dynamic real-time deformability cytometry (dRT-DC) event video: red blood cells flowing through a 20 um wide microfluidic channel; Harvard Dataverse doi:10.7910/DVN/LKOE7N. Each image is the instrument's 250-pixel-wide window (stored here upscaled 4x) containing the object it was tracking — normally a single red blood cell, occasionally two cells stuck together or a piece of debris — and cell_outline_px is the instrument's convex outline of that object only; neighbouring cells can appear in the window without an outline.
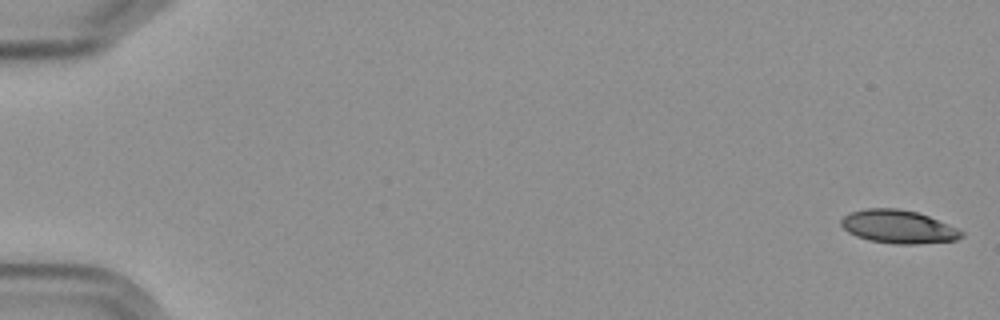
{"species": "Egyptian fruit bat (a non-hibernating species)", "species_latin": "Rousettus aegyptiacus", "temperature_condition": "cold", "stored_images_in_passage": 6, "camera_frame_rate_fps": 3000, "um_per_image_px": 0.085, "frame": {"image": 1, "passage_image": 1, "time_ms": 0.0, "image_size_px": [1000, 320], "cell_outline_px": [[964, 236], [956, 240], [916, 244], [892, 244], [868, 240], [856, 236], [848, 232], [840, 224], [840, 220], [848, 212], [864, 208], [896, 208], [916, 212], [928, 216], [948, 224], [964, 232]], "centroid_in_image_um": [76.32, 19.27], "position_along_channel_um": 8.7, "area_um2": 23.41}}
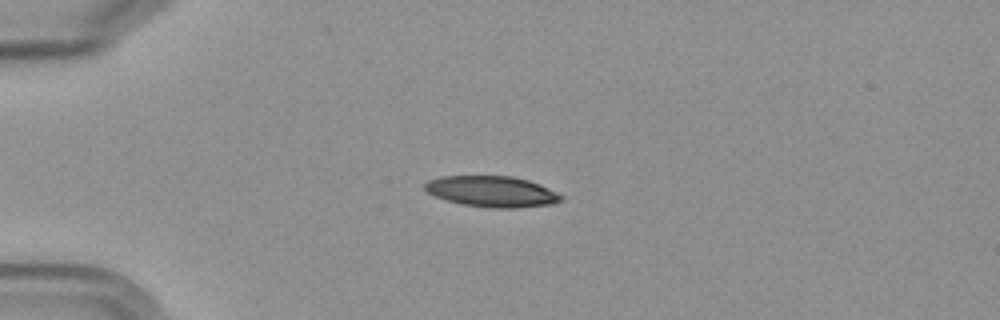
{"frame": {"image": 2, "passage_image": 5, "time_ms": 4.667, "image_size_px": [1000, 320], "cell_outline_px": [[564, 200], [552, 204], [516, 208], [488, 208], [464, 204], [448, 200], [436, 196], [428, 192], [424, 188], [424, 184], [428, 180], [440, 176], [512, 176], [528, 180], [540, 184], [564, 196]], "centroid_in_image_um": [41.84, 16.27], "position_along_channel_um": 43.2, "area_um2": 24.57}}